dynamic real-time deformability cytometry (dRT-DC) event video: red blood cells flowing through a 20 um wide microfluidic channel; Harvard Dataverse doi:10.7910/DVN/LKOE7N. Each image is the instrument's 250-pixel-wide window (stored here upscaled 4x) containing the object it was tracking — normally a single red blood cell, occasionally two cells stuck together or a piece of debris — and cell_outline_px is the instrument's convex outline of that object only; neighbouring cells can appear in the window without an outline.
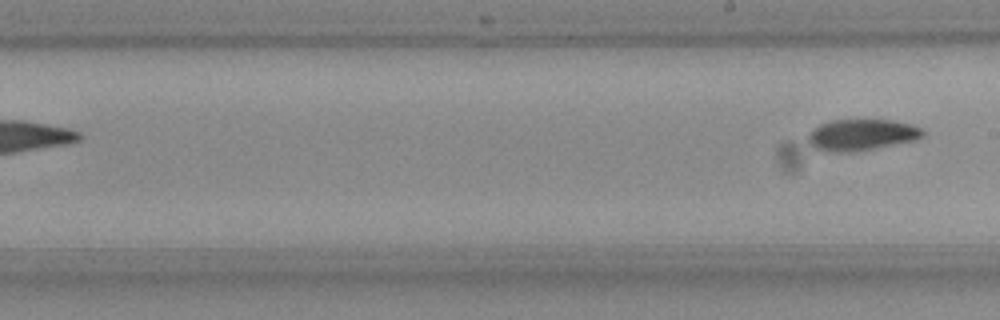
{"species": "Egyptian fruit bat (a non-hibernating species)", "species_latin": "Rousettus aegyptiacus", "temperature_condition": "room temperature", "stored_images_in_passage": 8, "segment_of_instrument_passage": [2, 2], "camera_frame_rate_fps": 3000, "um_per_image_px": 0.085, "frame": {"image": 1, "passage_image": 8, "time_ms": 2.333, "image_size_px": [1000, 320], "cell_outline_px": [[924, 136], [916, 140], [872, 148], [816, 148], [808, 140], [808, 132], [820, 124], [832, 120], [864, 116], [868, 116], [892, 120], [912, 124], [924, 128]], "centroid_in_image_um": [73.36, 11.31], "position_along_channel_um": 215.6, "area_um2": 20.63}}